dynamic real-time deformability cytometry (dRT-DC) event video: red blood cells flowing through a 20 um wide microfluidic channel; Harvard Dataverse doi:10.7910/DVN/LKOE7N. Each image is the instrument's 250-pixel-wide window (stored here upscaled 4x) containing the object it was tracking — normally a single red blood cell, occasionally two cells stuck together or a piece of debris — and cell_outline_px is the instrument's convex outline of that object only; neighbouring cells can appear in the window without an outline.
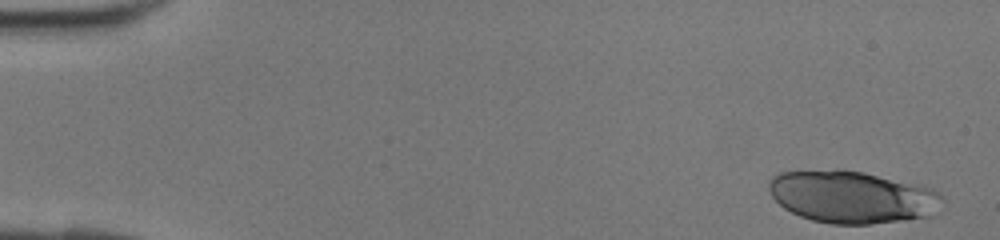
{"species": "human", "species_latin": "Homo sapiens", "temperature_condition": "room temperature", "stored_images_in_passage": 15, "camera_frame_rate_fps": 3000, "um_per_image_px": 0.085, "donor": {"sex": "female"}, "frame": {"image": 1, "passage_image": 1, "time_ms": 0.0, "image_size_px": [1000, 240], "cell_outline_px": [[944, 200], [928, 216], [904, 220], [868, 224], [832, 224], [812, 220], [800, 216], [784, 208], [772, 196], [768, 188], [768, 180], [772, 176], [780, 172], [836, 168], [844, 168], [864, 172], [932, 188], [944, 196]], "centroid_in_image_um": [72.37, 16.71], "position_along_channel_um": 12.6, "area_um2": 53.06}}
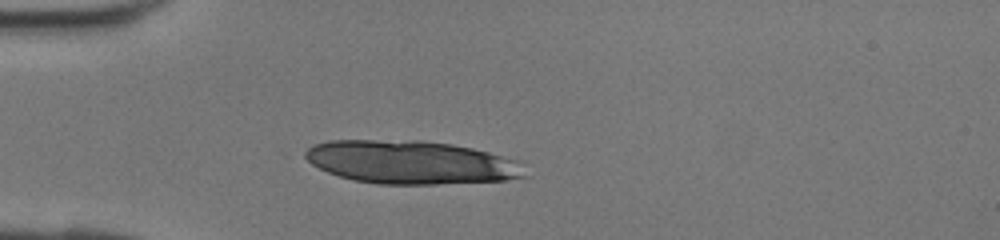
{"frame": {"image": 2, "passage_image": 11, "time_ms": 3.333, "image_size_px": [1000, 240], "cell_outline_px": [[528, 176], [504, 180], [436, 184], [376, 184], [352, 180], [328, 172], [312, 164], [300, 156], [312, 144], [328, 140], [420, 140], [452, 144], [472, 148], [524, 160]], "centroid_in_image_um": [34.98, 13.79], "position_along_channel_um": 50.0, "area_um2": 56.3}}